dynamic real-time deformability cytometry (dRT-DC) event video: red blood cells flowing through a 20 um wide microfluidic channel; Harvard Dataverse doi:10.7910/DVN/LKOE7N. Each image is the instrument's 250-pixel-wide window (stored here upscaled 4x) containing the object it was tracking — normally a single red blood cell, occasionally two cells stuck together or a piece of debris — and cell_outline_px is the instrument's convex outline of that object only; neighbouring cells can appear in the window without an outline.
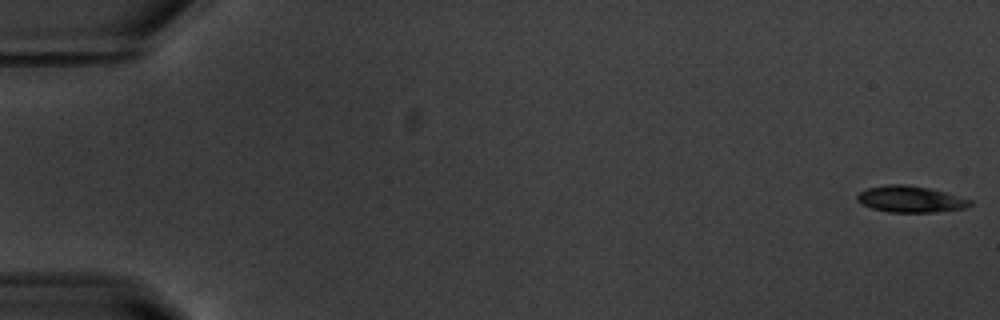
{"species": "common noctule bat (a hibernating species)", "species_latin": "Nyctalus noctula", "temperature_condition": "warm", "stored_images_in_passage": 55, "camera_frame_rate_fps": 3000, "um_per_image_px": 0.085, "animal": {"sex": "male", "body_mass_g": 20.1, "forearm_length_mm": 53.5}, "frame": {"image": 1, "passage_image": 1, "time_ms": 0.0, "image_size_px": [1000, 320], "cell_outline_px": [[972, 204], [968, 208], [936, 212], [888, 212], [872, 208], [856, 200], [856, 196], [860, 192], [868, 188], [884, 184], [908, 184], [928, 188], [944, 192], [972, 200]], "centroid_in_image_um": [77.4, 16.93], "position_along_channel_um": 7.6, "area_um2": 17.4}}
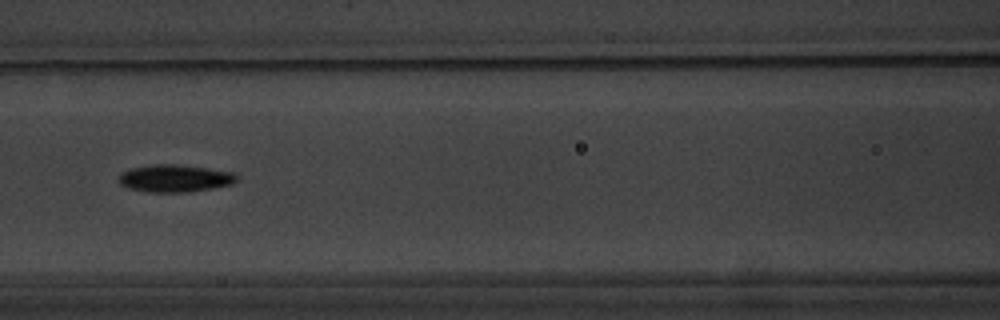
{"frame": {"image": 2, "passage_image": 25, "time_ms": 8.0, "image_size_px": [1000, 320], "cell_outline_px": [[236, 180], [232, 184], [212, 188], [184, 192], [148, 192], [128, 188], [120, 184], [116, 180], [120, 172], [132, 168], [152, 164], [176, 164], [208, 168], [236, 172]], "centroid_in_image_um": [14.82, 15.15], "position_along_channel_um": 151.8, "area_um2": 18.96}}
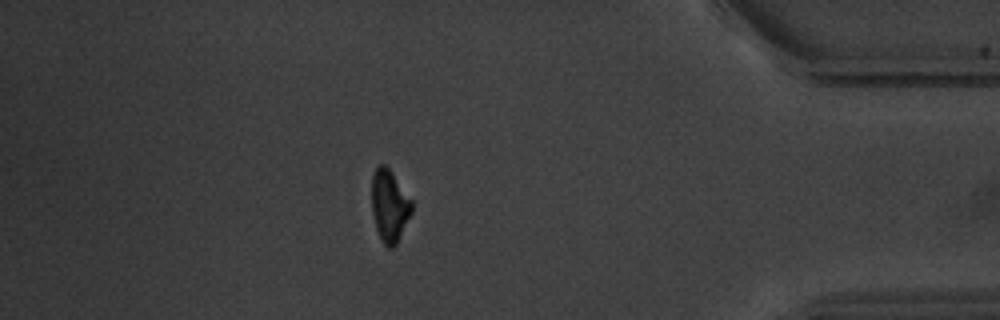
{"frame": {"image": 3, "passage_image": 48, "time_ms": 15.667, "image_size_px": [1000, 320], "cell_outline_px": [[412, 212], [396, 244], [392, 248], [388, 248], [384, 244], [376, 228], [372, 212], [372, 176], [376, 164], [384, 164], [392, 172], [412, 200]], "centroid_in_image_um": [33.1, 17.45], "position_along_channel_um": 402.1, "area_um2": 16.76}, "authors_computed_cell_mechanics": {"area_um2": 17.629, "velocity_mm_per_s": 3.7417, "shape_relaxation_time_tau1_ms": 2.0607, "shape_relaxation_time_tau2_ms": null, "deformation_change_tau1": 0.1653, "deformation_change_tau2": null}}